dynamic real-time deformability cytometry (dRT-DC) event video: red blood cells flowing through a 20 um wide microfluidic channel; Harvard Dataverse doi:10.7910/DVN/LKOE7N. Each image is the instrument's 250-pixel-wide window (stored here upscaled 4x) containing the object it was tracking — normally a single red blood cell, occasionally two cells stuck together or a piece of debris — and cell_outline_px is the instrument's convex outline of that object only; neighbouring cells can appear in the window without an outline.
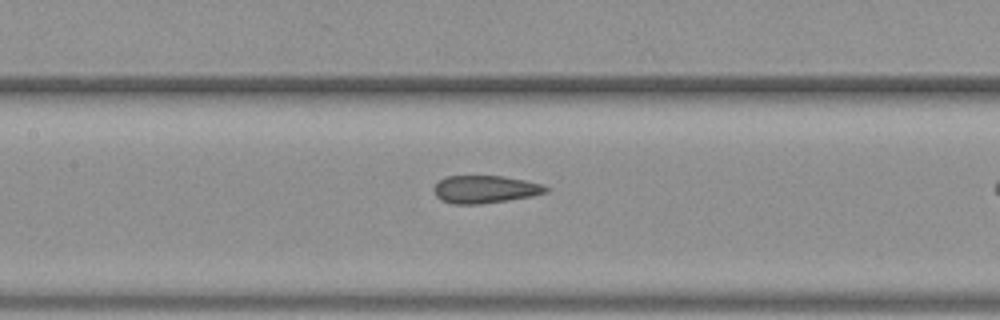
{"species": "common noctule bat (a hibernating species)", "species_latin": "Nyctalus noctula", "temperature_condition": "warm", "stored_images_in_passage": 16, "camera_frame_rate_fps": 3000, "um_per_image_px": 0.085, "animal": {"sex": "female", "body_mass_g": 19.3, "forearm_length_mm": 54.1}, "frame": {"image": 1, "passage_image": 12, "time_ms": 3.667, "image_size_px": [1000, 320], "cell_outline_px": [[548, 192], [532, 196], [508, 200], [480, 204], [452, 204], [436, 196], [432, 188], [440, 180], [448, 176], [504, 176], [544, 184], [548, 188]], "centroid_in_image_um": [41.25, 16.09], "position_along_channel_um": 166.2, "area_um2": 18.03}}